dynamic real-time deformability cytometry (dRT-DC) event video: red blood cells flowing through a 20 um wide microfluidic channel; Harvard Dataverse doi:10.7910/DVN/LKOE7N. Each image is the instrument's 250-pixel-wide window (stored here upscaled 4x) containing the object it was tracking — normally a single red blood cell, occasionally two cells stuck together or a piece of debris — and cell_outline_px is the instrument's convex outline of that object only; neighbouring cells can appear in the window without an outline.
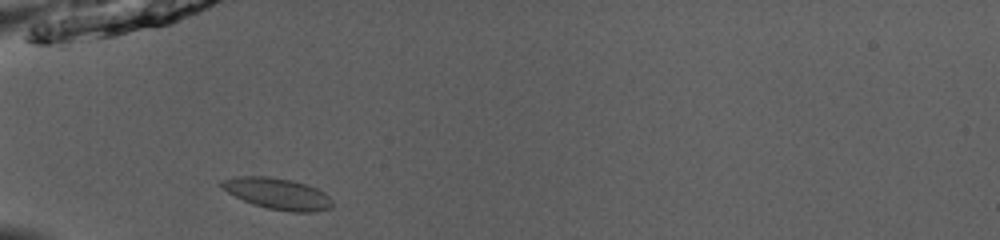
{"species": "common noctule bat (a hibernating species)", "species_latin": "Nyctalus noctula", "temperature_condition": "room temperature", "stored_images_in_passage": 36, "camera_frame_rate_fps": 3000, "um_per_image_px": 0.085, "animal": {"sex": "male", "body_mass_g": 13.0, "forearm_length_mm": 53.1}, "frame": {"image": 1, "passage_image": 2, "time_ms": 0.333, "image_size_px": [1000, 240], "cell_outline_px": [[332, 208], [312, 212], [292, 212], [268, 208], [252, 204], [228, 192], [220, 184], [220, 180], [236, 176], [268, 176], [292, 180], [316, 188], [324, 192], [332, 200]], "centroid_in_image_um": [23.6, 16.46], "position_along_channel_um": 61.4, "area_um2": 20.06}}
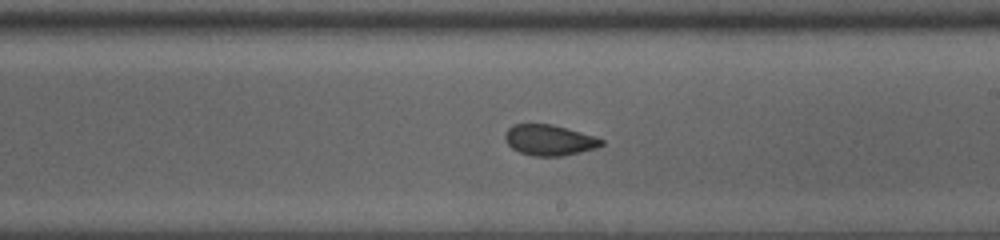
{"frame": {"image": 2, "passage_image": 16, "time_ms": 5.0, "image_size_px": [1000, 240], "cell_outline_px": [[604, 144], [596, 148], [580, 152], [560, 156], [532, 156], [520, 152], [512, 148], [504, 140], [504, 132], [512, 124], [552, 124], [596, 136], [604, 140]], "centroid_in_image_um": [46.68, 11.9], "position_along_channel_um": 242.3, "area_um2": 17.4}}
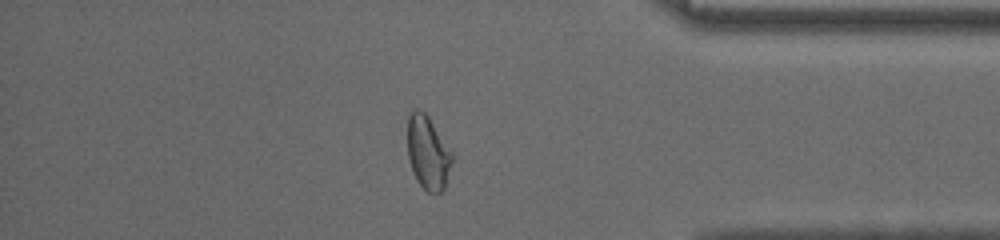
{"frame": {"image": 3, "passage_image": 29, "time_ms": 9.333, "image_size_px": [1000, 240], "cell_outline_px": [[452, 160], [444, 188], [440, 192], [428, 192], [416, 180], [408, 156], [408, 116], [416, 108], [424, 112], [428, 116], [452, 152]], "centroid_in_image_um": [36.36, 12.96], "position_along_channel_um": 398.8, "area_um2": 18.67}, "authors_computed_cell_mechanics": {"area_um2": 18.3515, "velocity_mm_per_s": 3.9975, "shape_relaxation_time_tau1_ms": 8.6713, "shape_relaxation_time_tau2_ms": 1.4234, "deformation_change_tau1": 0.1706, "deformation_change_tau2": 0.0569}}